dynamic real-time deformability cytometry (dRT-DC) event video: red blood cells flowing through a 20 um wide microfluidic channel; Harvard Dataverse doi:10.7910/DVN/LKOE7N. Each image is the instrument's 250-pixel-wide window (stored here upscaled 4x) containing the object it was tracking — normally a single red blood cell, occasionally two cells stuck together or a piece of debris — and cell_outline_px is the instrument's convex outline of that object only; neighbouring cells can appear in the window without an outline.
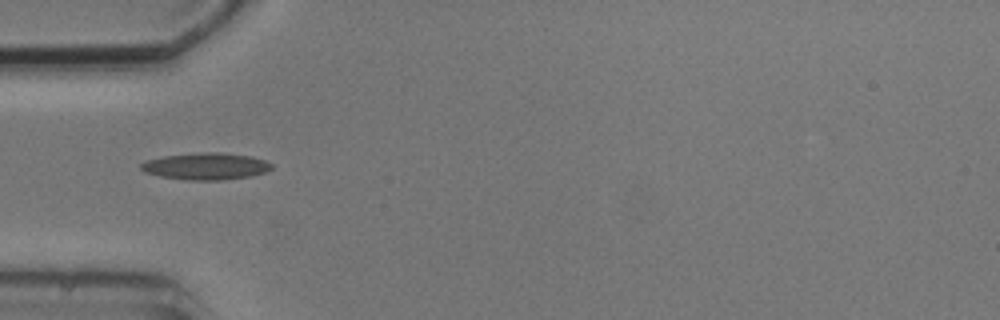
{"species": "common noctule bat (a hibernating species)", "species_latin": "Nyctalus noctula", "temperature_condition": "cold", "stored_images_in_passage": 4, "camera_frame_rate_fps": 3000, "um_per_image_px": 0.085, "animal": {"sex": "male", "body_mass_g": 20.5, "forearm_length_mm": 52.5}, "frame": {"image": 1, "passage_image": 3, "time_ms": 6.0, "image_size_px": [1000, 320], "cell_outline_px": [[272, 168], [264, 172], [252, 176], [220, 180], [188, 180], [160, 176], [144, 172], [140, 168], [140, 164], [148, 160], [164, 156], [204, 152], [216, 152], [252, 156], [264, 160], [272, 164]], "centroid_in_image_um": [17.5, 14.13], "position_along_channel_um": 67.5, "area_um2": 20.29}}
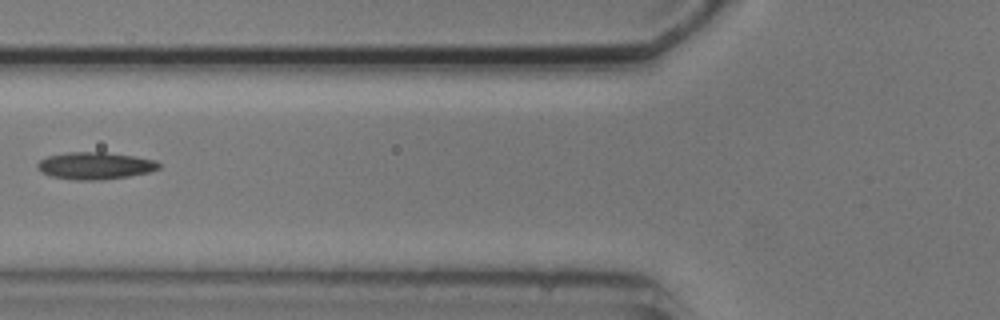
{"frame": {"image": 2, "passage_image": 4, "time_ms": 7.333, "image_size_px": [1000, 320], "cell_outline_px": [[160, 168], [148, 172], [128, 176], [100, 180], [72, 180], [48, 176], [40, 172], [36, 168], [36, 164], [40, 160], [48, 156], [68, 152], [104, 152], [132, 156], [156, 160], [160, 164]], "centroid_in_image_um": [8.02, 14.09], "position_along_channel_um": 117.8, "area_um2": 19.31}}